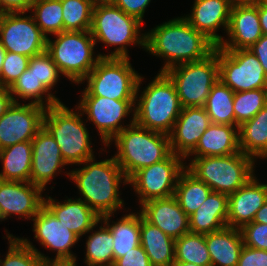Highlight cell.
<instances>
[{
    "instance_id": "obj_1",
    "label": "cell",
    "mask_w": 267,
    "mask_h": 266,
    "mask_svg": "<svg viewBox=\"0 0 267 266\" xmlns=\"http://www.w3.org/2000/svg\"><path fill=\"white\" fill-rule=\"evenodd\" d=\"M144 34V50L166 60L159 72H165L179 64L202 60L216 47L193 28L184 16L157 25Z\"/></svg>"
},
{
    "instance_id": "obj_2",
    "label": "cell",
    "mask_w": 267,
    "mask_h": 266,
    "mask_svg": "<svg viewBox=\"0 0 267 266\" xmlns=\"http://www.w3.org/2000/svg\"><path fill=\"white\" fill-rule=\"evenodd\" d=\"M82 164H85L83 168L67 173L78 187L79 199L100 217L121 209L124 201L119 195L120 183L128 184V178L114 156L100 162H95L93 157Z\"/></svg>"
},
{
    "instance_id": "obj_3",
    "label": "cell",
    "mask_w": 267,
    "mask_h": 266,
    "mask_svg": "<svg viewBox=\"0 0 267 266\" xmlns=\"http://www.w3.org/2000/svg\"><path fill=\"white\" fill-rule=\"evenodd\" d=\"M142 79L144 77L140 76L137 83L134 122L146 129L169 135L183 108L176 88L170 78L160 72L140 96L138 92Z\"/></svg>"
},
{
    "instance_id": "obj_4",
    "label": "cell",
    "mask_w": 267,
    "mask_h": 266,
    "mask_svg": "<svg viewBox=\"0 0 267 266\" xmlns=\"http://www.w3.org/2000/svg\"><path fill=\"white\" fill-rule=\"evenodd\" d=\"M113 140L117 147L114 158L128 179L138 170L158 163L172 153L169 135L146 129L135 122Z\"/></svg>"
},
{
    "instance_id": "obj_5",
    "label": "cell",
    "mask_w": 267,
    "mask_h": 266,
    "mask_svg": "<svg viewBox=\"0 0 267 266\" xmlns=\"http://www.w3.org/2000/svg\"><path fill=\"white\" fill-rule=\"evenodd\" d=\"M62 102L46 108L43 126L50 132L66 164H81L94 156L89 130L83 123V113L75 112ZM80 111V113H79Z\"/></svg>"
},
{
    "instance_id": "obj_6",
    "label": "cell",
    "mask_w": 267,
    "mask_h": 266,
    "mask_svg": "<svg viewBox=\"0 0 267 266\" xmlns=\"http://www.w3.org/2000/svg\"><path fill=\"white\" fill-rule=\"evenodd\" d=\"M142 24L114 4L100 5L93 7L90 33L95 42L118 46L103 58H129L127 46L138 44L145 48V34L140 32Z\"/></svg>"
},
{
    "instance_id": "obj_7",
    "label": "cell",
    "mask_w": 267,
    "mask_h": 266,
    "mask_svg": "<svg viewBox=\"0 0 267 266\" xmlns=\"http://www.w3.org/2000/svg\"><path fill=\"white\" fill-rule=\"evenodd\" d=\"M186 169L212 191L230 195L253 176L255 160L241 151L225 156L194 157Z\"/></svg>"
},
{
    "instance_id": "obj_8",
    "label": "cell",
    "mask_w": 267,
    "mask_h": 266,
    "mask_svg": "<svg viewBox=\"0 0 267 266\" xmlns=\"http://www.w3.org/2000/svg\"><path fill=\"white\" fill-rule=\"evenodd\" d=\"M56 39L47 38L46 52L64 77L80 84L103 58V54L93 56L95 40L90 31H63L55 34Z\"/></svg>"
},
{
    "instance_id": "obj_9",
    "label": "cell",
    "mask_w": 267,
    "mask_h": 266,
    "mask_svg": "<svg viewBox=\"0 0 267 266\" xmlns=\"http://www.w3.org/2000/svg\"><path fill=\"white\" fill-rule=\"evenodd\" d=\"M164 73L173 82L182 107H204L219 79L218 47L202 60L173 66Z\"/></svg>"
},
{
    "instance_id": "obj_10",
    "label": "cell",
    "mask_w": 267,
    "mask_h": 266,
    "mask_svg": "<svg viewBox=\"0 0 267 266\" xmlns=\"http://www.w3.org/2000/svg\"><path fill=\"white\" fill-rule=\"evenodd\" d=\"M139 77L129 58H101L83 79L88 84L82 96L135 100Z\"/></svg>"
},
{
    "instance_id": "obj_11",
    "label": "cell",
    "mask_w": 267,
    "mask_h": 266,
    "mask_svg": "<svg viewBox=\"0 0 267 266\" xmlns=\"http://www.w3.org/2000/svg\"><path fill=\"white\" fill-rule=\"evenodd\" d=\"M182 161L183 157L172 152L166 159L138 170L128 179V184L138 194L140 206L175 194L178 178L186 169Z\"/></svg>"
},
{
    "instance_id": "obj_12",
    "label": "cell",
    "mask_w": 267,
    "mask_h": 266,
    "mask_svg": "<svg viewBox=\"0 0 267 266\" xmlns=\"http://www.w3.org/2000/svg\"><path fill=\"white\" fill-rule=\"evenodd\" d=\"M218 63L219 79L235 93L267 88V75L251 50L218 47Z\"/></svg>"
},
{
    "instance_id": "obj_13",
    "label": "cell",
    "mask_w": 267,
    "mask_h": 266,
    "mask_svg": "<svg viewBox=\"0 0 267 266\" xmlns=\"http://www.w3.org/2000/svg\"><path fill=\"white\" fill-rule=\"evenodd\" d=\"M25 13L0 14V44L12 53L29 58L46 51L47 37L35 23L32 15Z\"/></svg>"
},
{
    "instance_id": "obj_14",
    "label": "cell",
    "mask_w": 267,
    "mask_h": 266,
    "mask_svg": "<svg viewBox=\"0 0 267 266\" xmlns=\"http://www.w3.org/2000/svg\"><path fill=\"white\" fill-rule=\"evenodd\" d=\"M135 102V100H115L102 96H82L77 107L95 124L101 136L100 140L105 146H110V142L112 143V139L118 133L134 123ZM132 111L133 118L130 124L124 126L121 120Z\"/></svg>"
},
{
    "instance_id": "obj_15",
    "label": "cell",
    "mask_w": 267,
    "mask_h": 266,
    "mask_svg": "<svg viewBox=\"0 0 267 266\" xmlns=\"http://www.w3.org/2000/svg\"><path fill=\"white\" fill-rule=\"evenodd\" d=\"M46 108L13 102L0 117V150L16 143L32 141L43 127Z\"/></svg>"
},
{
    "instance_id": "obj_16",
    "label": "cell",
    "mask_w": 267,
    "mask_h": 266,
    "mask_svg": "<svg viewBox=\"0 0 267 266\" xmlns=\"http://www.w3.org/2000/svg\"><path fill=\"white\" fill-rule=\"evenodd\" d=\"M43 191L31 182L0 180V220L12 214L32 220L44 206Z\"/></svg>"
},
{
    "instance_id": "obj_17",
    "label": "cell",
    "mask_w": 267,
    "mask_h": 266,
    "mask_svg": "<svg viewBox=\"0 0 267 266\" xmlns=\"http://www.w3.org/2000/svg\"><path fill=\"white\" fill-rule=\"evenodd\" d=\"M228 40L218 46L224 50L248 49L263 35L255 3L233 4L227 29Z\"/></svg>"
},
{
    "instance_id": "obj_18",
    "label": "cell",
    "mask_w": 267,
    "mask_h": 266,
    "mask_svg": "<svg viewBox=\"0 0 267 266\" xmlns=\"http://www.w3.org/2000/svg\"><path fill=\"white\" fill-rule=\"evenodd\" d=\"M32 143V167L30 182L45 190L47 183L53 180L57 172L67 165L60 151V146L43 126Z\"/></svg>"
},
{
    "instance_id": "obj_19",
    "label": "cell",
    "mask_w": 267,
    "mask_h": 266,
    "mask_svg": "<svg viewBox=\"0 0 267 266\" xmlns=\"http://www.w3.org/2000/svg\"><path fill=\"white\" fill-rule=\"evenodd\" d=\"M34 237L45 248L56 251L55 259L76 258L70 248L80 240L64 226L45 206L32 218Z\"/></svg>"
},
{
    "instance_id": "obj_20",
    "label": "cell",
    "mask_w": 267,
    "mask_h": 266,
    "mask_svg": "<svg viewBox=\"0 0 267 266\" xmlns=\"http://www.w3.org/2000/svg\"><path fill=\"white\" fill-rule=\"evenodd\" d=\"M210 124L204 107H183L169 134L171 151L186 159Z\"/></svg>"
},
{
    "instance_id": "obj_21",
    "label": "cell",
    "mask_w": 267,
    "mask_h": 266,
    "mask_svg": "<svg viewBox=\"0 0 267 266\" xmlns=\"http://www.w3.org/2000/svg\"><path fill=\"white\" fill-rule=\"evenodd\" d=\"M232 5L230 0H195L191 14L184 18L218 47L223 36L217 31L222 26L227 32Z\"/></svg>"
},
{
    "instance_id": "obj_22",
    "label": "cell",
    "mask_w": 267,
    "mask_h": 266,
    "mask_svg": "<svg viewBox=\"0 0 267 266\" xmlns=\"http://www.w3.org/2000/svg\"><path fill=\"white\" fill-rule=\"evenodd\" d=\"M140 208L139 211L148 222L174 240L190 232L189 216L182 210L174 195L147 201Z\"/></svg>"
},
{
    "instance_id": "obj_23",
    "label": "cell",
    "mask_w": 267,
    "mask_h": 266,
    "mask_svg": "<svg viewBox=\"0 0 267 266\" xmlns=\"http://www.w3.org/2000/svg\"><path fill=\"white\" fill-rule=\"evenodd\" d=\"M267 200V184L253 176L246 184L228 196L227 226L240 229L253 221Z\"/></svg>"
},
{
    "instance_id": "obj_24",
    "label": "cell",
    "mask_w": 267,
    "mask_h": 266,
    "mask_svg": "<svg viewBox=\"0 0 267 266\" xmlns=\"http://www.w3.org/2000/svg\"><path fill=\"white\" fill-rule=\"evenodd\" d=\"M44 206L79 238L93 232L100 223V216L79 198H68L60 203L47 196L44 198Z\"/></svg>"
},
{
    "instance_id": "obj_25",
    "label": "cell",
    "mask_w": 267,
    "mask_h": 266,
    "mask_svg": "<svg viewBox=\"0 0 267 266\" xmlns=\"http://www.w3.org/2000/svg\"><path fill=\"white\" fill-rule=\"evenodd\" d=\"M240 152L238 126L211 123L187 156H225Z\"/></svg>"
},
{
    "instance_id": "obj_26",
    "label": "cell",
    "mask_w": 267,
    "mask_h": 266,
    "mask_svg": "<svg viewBox=\"0 0 267 266\" xmlns=\"http://www.w3.org/2000/svg\"><path fill=\"white\" fill-rule=\"evenodd\" d=\"M228 195L212 191L201 206L189 216L190 232L209 234L227 226Z\"/></svg>"
},
{
    "instance_id": "obj_27",
    "label": "cell",
    "mask_w": 267,
    "mask_h": 266,
    "mask_svg": "<svg viewBox=\"0 0 267 266\" xmlns=\"http://www.w3.org/2000/svg\"><path fill=\"white\" fill-rule=\"evenodd\" d=\"M140 245L152 266H173L175 240L148 222L140 212Z\"/></svg>"
},
{
    "instance_id": "obj_28",
    "label": "cell",
    "mask_w": 267,
    "mask_h": 266,
    "mask_svg": "<svg viewBox=\"0 0 267 266\" xmlns=\"http://www.w3.org/2000/svg\"><path fill=\"white\" fill-rule=\"evenodd\" d=\"M206 244L212 266H237L244 246L240 229L224 227L206 234Z\"/></svg>"
},
{
    "instance_id": "obj_29",
    "label": "cell",
    "mask_w": 267,
    "mask_h": 266,
    "mask_svg": "<svg viewBox=\"0 0 267 266\" xmlns=\"http://www.w3.org/2000/svg\"><path fill=\"white\" fill-rule=\"evenodd\" d=\"M239 149L255 158H267V104L250 120L238 127Z\"/></svg>"
},
{
    "instance_id": "obj_30",
    "label": "cell",
    "mask_w": 267,
    "mask_h": 266,
    "mask_svg": "<svg viewBox=\"0 0 267 266\" xmlns=\"http://www.w3.org/2000/svg\"><path fill=\"white\" fill-rule=\"evenodd\" d=\"M3 170L0 180L30 182L32 167V143L25 141L0 150Z\"/></svg>"
},
{
    "instance_id": "obj_31",
    "label": "cell",
    "mask_w": 267,
    "mask_h": 266,
    "mask_svg": "<svg viewBox=\"0 0 267 266\" xmlns=\"http://www.w3.org/2000/svg\"><path fill=\"white\" fill-rule=\"evenodd\" d=\"M112 214L100 217L102 222L110 229L113 235L114 262L140 245V212L129 213L121 217L118 222L109 223Z\"/></svg>"
},
{
    "instance_id": "obj_32",
    "label": "cell",
    "mask_w": 267,
    "mask_h": 266,
    "mask_svg": "<svg viewBox=\"0 0 267 266\" xmlns=\"http://www.w3.org/2000/svg\"><path fill=\"white\" fill-rule=\"evenodd\" d=\"M212 192L203 181L198 180L185 169L179 176L175 194L180 207L188 215H192Z\"/></svg>"
},
{
    "instance_id": "obj_33",
    "label": "cell",
    "mask_w": 267,
    "mask_h": 266,
    "mask_svg": "<svg viewBox=\"0 0 267 266\" xmlns=\"http://www.w3.org/2000/svg\"><path fill=\"white\" fill-rule=\"evenodd\" d=\"M234 94L235 92L220 79L213 85L204 105L211 123L235 125Z\"/></svg>"
},
{
    "instance_id": "obj_34",
    "label": "cell",
    "mask_w": 267,
    "mask_h": 266,
    "mask_svg": "<svg viewBox=\"0 0 267 266\" xmlns=\"http://www.w3.org/2000/svg\"><path fill=\"white\" fill-rule=\"evenodd\" d=\"M9 91L15 103H18V101L17 98L14 97V95L25 100L33 99L31 103L43 106L45 108L51 107L61 102L60 99L50 93L44 87V85L37 80L33 72H31L28 68L12 84V86L9 88ZM44 94L45 96H47L45 97Z\"/></svg>"
},
{
    "instance_id": "obj_35",
    "label": "cell",
    "mask_w": 267,
    "mask_h": 266,
    "mask_svg": "<svg viewBox=\"0 0 267 266\" xmlns=\"http://www.w3.org/2000/svg\"><path fill=\"white\" fill-rule=\"evenodd\" d=\"M175 262L212 266L206 235L188 232L175 240Z\"/></svg>"
},
{
    "instance_id": "obj_36",
    "label": "cell",
    "mask_w": 267,
    "mask_h": 266,
    "mask_svg": "<svg viewBox=\"0 0 267 266\" xmlns=\"http://www.w3.org/2000/svg\"><path fill=\"white\" fill-rule=\"evenodd\" d=\"M84 260L87 266H113V235L105 224L88 236Z\"/></svg>"
},
{
    "instance_id": "obj_37",
    "label": "cell",
    "mask_w": 267,
    "mask_h": 266,
    "mask_svg": "<svg viewBox=\"0 0 267 266\" xmlns=\"http://www.w3.org/2000/svg\"><path fill=\"white\" fill-rule=\"evenodd\" d=\"M30 10L35 23L47 38L48 34L64 31L61 0H34Z\"/></svg>"
},
{
    "instance_id": "obj_38",
    "label": "cell",
    "mask_w": 267,
    "mask_h": 266,
    "mask_svg": "<svg viewBox=\"0 0 267 266\" xmlns=\"http://www.w3.org/2000/svg\"><path fill=\"white\" fill-rule=\"evenodd\" d=\"M64 31H90L93 5L90 0H61Z\"/></svg>"
},
{
    "instance_id": "obj_39",
    "label": "cell",
    "mask_w": 267,
    "mask_h": 266,
    "mask_svg": "<svg viewBox=\"0 0 267 266\" xmlns=\"http://www.w3.org/2000/svg\"><path fill=\"white\" fill-rule=\"evenodd\" d=\"M267 104V88L240 91L234 94L235 126L252 119Z\"/></svg>"
},
{
    "instance_id": "obj_40",
    "label": "cell",
    "mask_w": 267,
    "mask_h": 266,
    "mask_svg": "<svg viewBox=\"0 0 267 266\" xmlns=\"http://www.w3.org/2000/svg\"><path fill=\"white\" fill-rule=\"evenodd\" d=\"M9 247L5 258L0 259V266H41V257L21 238L6 234Z\"/></svg>"
},
{
    "instance_id": "obj_41",
    "label": "cell",
    "mask_w": 267,
    "mask_h": 266,
    "mask_svg": "<svg viewBox=\"0 0 267 266\" xmlns=\"http://www.w3.org/2000/svg\"><path fill=\"white\" fill-rule=\"evenodd\" d=\"M28 69L33 72L38 81L50 91L57 84L61 72L45 51L40 55L30 58Z\"/></svg>"
},
{
    "instance_id": "obj_42",
    "label": "cell",
    "mask_w": 267,
    "mask_h": 266,
    "mask_svg": "<svg viewBox=\"0 0 267 266\" xmlns=\"http://www.w3.org/2000/svg\"><path fill=\"white\" fill-rule=\"evenodd\" d=\"M29 61L27 56L6 51L0 72V87L10 88L28 68Z\"/></svg>"
},
{
    "instance_id": "obj_43",
    "label": "cell",
    "mask_w": 267,
    "mask_h": 266,
    "mask_svg": "<svg viewBox=\"0 0 267 266\" xmlns=\"http://www.w3.org/2000/svg\"><path fill=\"white\" fill-rule=\"evenodd\" d=\"M246 247L267 251V224L250 222L240 228Z\"/></svg>"
},
{
    "instance_id": "obj_44",
    "label": "cell",
    "mask_w": 267,
    "mask_h": 266,
    "mask_svg": "<svg viewBox=\"0 0 267 266\" xmlns=\"http://www.w3.org/2000/svg\"><path fill=\"white\" fill-rule=\"evenodd\" d=\"M113 266H152V264L143 247L139 245L116 259Z\"/></svg>"
},
{
    "instance_id": "obj_45",
    "label": "cell",
    "mask_w": 267,
    "mask_h": 266,
    "mask_svg": "<svg viewBox=\"0 0 267 266\" xmlns=\"http://www.w3.org/2000/svg\"><path fill=\"white\" fill-rule=\"evenodd\" d=\"M237 266H267V251L244 245Z\"/></svg>"
},
{
    "instance_id": "obj_46",
    "label": "cell",
    "mask_w": 267,
    "mask_h": 266,
    "mask_svg": "<svg viewBox=\"0 0 267 266\" xmlns=\"http://www.w3.org/2000/svg\"><path fill=\"white\" fill-rule=\"evenodd\" d=\"M150 1L151 0H115L114 5L143 23L144 13Z\"/></svg>"
},
{
    "instance_id": "obj_47",
    "label": "cell",
    "mask_w": 267,
    "mask_h": 266,
    "mask_svg": "<svg viewBox=\"0 0 267 266\" xmlns=\"http://www.w3.org/2000/svg\"><path fill=\"white\" fill-rule=\"evenodd\" d=\"M34 0H0V14L1 13H26L32 7Z\"/></svg>"
},
{
    "instance_id": "obj_48",
    "label": "cell",
    "mask_w": 267,
    "mask_h": 266,
    "mask_svg": "<svg viewBox=\"0 0 267 266\" xmlns=\"http://www.w3.org/2000/svg\"><path fill=\"white\" fill-rule=\"evenodd\" d=\"M30 248L34 249L35 252L41 257V266H77L76 259L77 258H72V259H52L48 258L44 254H42L38 249H36L28 239L21 238Z\"/></svg>"
},
{
    "instance_id": "obj_49",
    "label": "cell",
    "mask_w": 267,
    "mask_h": 266,
    "mask_svg": "<svg viewBox=\"0 0 267 266\" xmlns=\"http://www.w3.org/2000/svg\"><path fill=\"white\" fill-rule=\"evenodd\" d=\"M248 49L258 58L267 75V36L262 35V37Z\"/></svg>"
},
{
    "instance_id": "obj_50",
    "label": "cell",
    "mask_w": 267,
    "mask_h": 266,
    "mask_svg": "<svg viewBox=\"0 0 267 266\" xmlns=\"http://www.w3.org/2000/svg\"><path fill=\"white\" fill-rule=\"evenodd\" d=\"M13 102L9 88L0 87V117L7 111Z\"/></svg>"
},
{
    "instance_id": "obj_51",
    "label": "cell",
    "mask_w": 267,
    "mask_h": 266,
    "mask_svg": "<svg viewBox=\"0 0 267 266\" xmlns=\"http://www.w3.org/2000/svg\"><path fill=\"white\" fill-rule=\"evenodd\" d=\"M258 14L262 33L267 36V0L258 1Z\"/></svg>"
},
{
    "instance_id": "obj_52",
    "label": "cell",
    "mask_w": 267,
    "mask_h": 266,
    "mask_svg": "<svg viewBox=\"0 0 267 266\" xmlns=\"http://www.w3.org/2000/svg\"><path fill=\"white\" fill-rule=\"evenodd\" d=\"M252 222L267 224V200L257 211Z\"/></svg>"
},
{
    "instance_id": "obj_53",
    "label": "cell",
    "mask_w": 267,
    "mask_h": 266,
    "mask_svg": "<svg viewBox=\"0 0 267 266\" xmlns=\"http://www.w3.org/2000/svg\"><path fill=\"white\" fill-rule=\"evenodd\" d=\"M93 7L100 5H113L115 0H90Z\"/></svg>"
},
{
    "instance_id": "obj_54",
    "label": "cell",
    "mask_w": 267,
    "mask_h": 266,
    "mask_svg": "<svg viewBox=\"0 0 267 266\" xmlns=\"http://www.w3.org/2000/svg\"><path fill=\"white\" fill-rule=\"evenodd\" d=\"M5 54H6V51L0 44V72H1V68H2V64H3V61H4Z\"/></svg>"
},
{
    "instance_id": "obj_55",
    "label": "cell",
    "mask_w": 267,
    "mask_h": 266,
    "mask_svg": "<svg viewBox=\"0 0 267 266\" xmlns=\"http://www.w3.org/2000/svg\"><path fill=\"white\" fill-rule=\"evenodd\" d=\"M233 4L255 3L259 0H230Z\"/></svg>"
},
{
    "instance_id": "obj_56",
    "label": "cell",
    "mask_w": 267,
    "mask_h": 266,
    "mask_svg": "<svg viewBox=\"0 0 267 266\" xmlns=\"http://www.w3.org/2000/svg\"><path fill=\"white\" fill-rule=\"evenodd\" d=\"M173 266H200L194 263H187V262H175Z\"/></svg>"
}]
</instances>
